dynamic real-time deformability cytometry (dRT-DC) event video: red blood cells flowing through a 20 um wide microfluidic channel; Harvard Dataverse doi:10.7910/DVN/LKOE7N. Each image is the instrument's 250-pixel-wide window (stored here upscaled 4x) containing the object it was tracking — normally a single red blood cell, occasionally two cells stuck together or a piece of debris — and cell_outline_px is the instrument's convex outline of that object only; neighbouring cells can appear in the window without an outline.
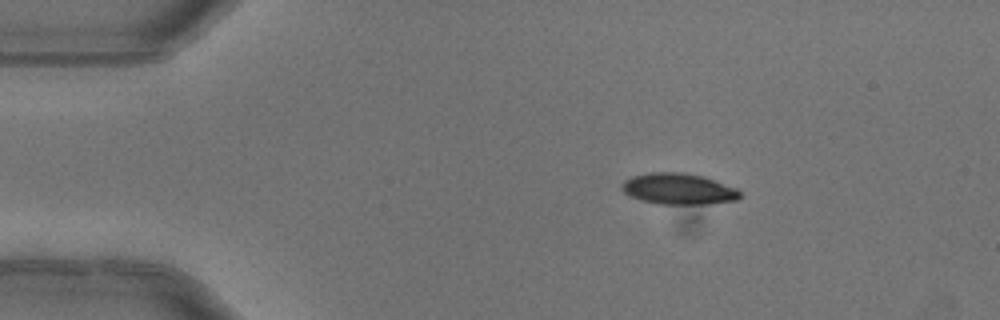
{"species": "common noctule bat (a hibernating species)", "species_latin": "Nyctalus noctula", "temperature_condition": "warm", "stored_images_in_passage": 4, "camera_frame_rate_fps": 3000, "um_per_image_px": 0.085, "animal": {"sex": "female"}, "frame": {"image": 1, "passage_image": 2, "time_ms": 0.333, "image_size_px": [1000, 320], "cell_outline_px": [[740, 196], [736, 200], [708, 204], [656, 204], [640, 200], [628, 196], [620, 188], [620, 184], [624, 180], [632, 176], [648, 172], [684, 172], [704, 176], [736, 188], [740, 192]], "centroid_in_image_um": [57.61, 16.05], "position_along_channel_um": 27.4, "area_um2": 21.73}}
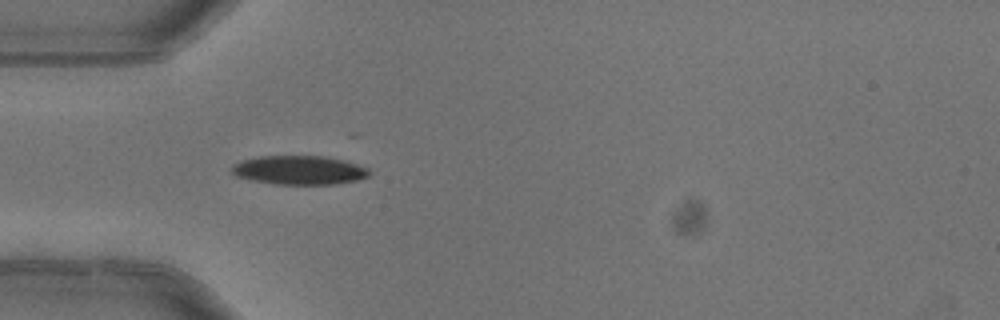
{"frame": {"image": 2, "passage_image": 4, "time_ms": 1.0, "image_size_px": [1000, 320], "cell_outline_px": [[372, 172], [368, 176], [356, 180], [332, 184], [276, 184], [236, 176], [232, 172], [232, 164], [244, 160], [260, 156], [324, 156], [344, 160], [368, 168]], "centroid_in_image_um": [25.46, 14.45], "position_along_channel_um": 59.5, "area_um2": 22.89}}